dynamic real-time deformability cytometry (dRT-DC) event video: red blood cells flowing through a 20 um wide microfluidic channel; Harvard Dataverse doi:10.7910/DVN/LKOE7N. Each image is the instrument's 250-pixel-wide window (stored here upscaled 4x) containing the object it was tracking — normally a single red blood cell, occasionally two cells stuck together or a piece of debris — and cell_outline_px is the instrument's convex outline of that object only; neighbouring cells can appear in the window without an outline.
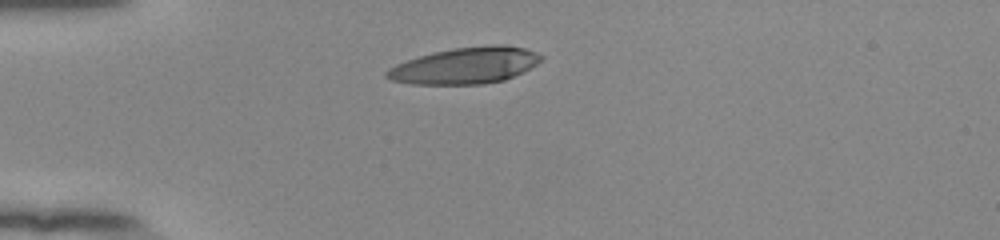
{"species": "human", "species_latin": "Homo sapiens", "temperature_condition": "room temperature", "stored_images_in_passage": 34, "camera_frame_rate_fps": 3000, "um_per_image_px": 0.085, "donor": {"sex": "female"}, "frame": {"image": 1, "passage_image": 1, "time_ms": 0.0, "image_size_px": [1000, 240], "cell_outline_px": [[544, 60], [504, 80], [484, 84], [408, 84], [392, 80], [384, 76], [384, 72], [388, 68], [396, 64], [432, 52], [452, 48], [488, 44], [504, 44], [524, 48], [536, 52], [544, 56]], "centroid_in_image_um": [39.54, 5.56], "position_along_channel_um": 45.5, "area_um2": 32.89}}
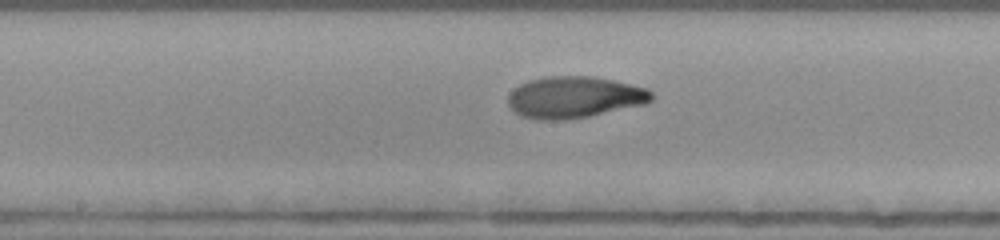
{"frame": {"image": 2, "passage_image": 15, "time_ms": 4.667, "image_size_px": [1000, 240], "cell_outline_px": [[656, 96], [652, 100], [644, 104], [588, 116], [564, 120], [540, 120], [520, 116], [508, 104], [508, 96], [512, 88], [528, 80], [548, 76], [592, 76], [612, 80], [648, 88]], "centroid_in_image_um": [48.81, 8.26], "position_along_channel_um": 199.4, "area_um2": 34.85}}
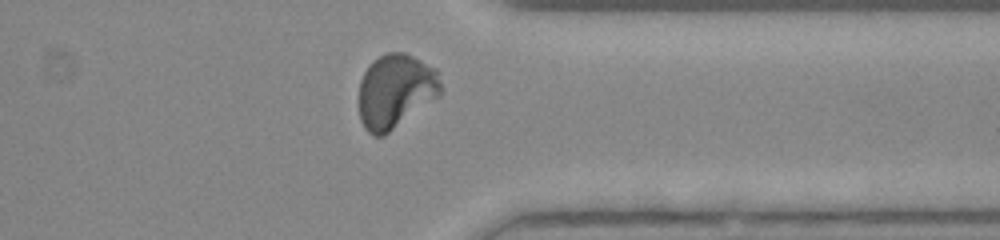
{"frame": {"image": 3, "passage_image": 29, "time_ms": 9.333, "image_size_px": [1000, 240], "cell_outline_px": [[444, 88], [440, 96], [384, 136], [372, 136], [364, 128], [360, 120], [360, 80], [368, 64], [372, 60], [388, 52], [404, 52], [436, 68]], "centroid_in_image_um": [33.64, 7.74], "position_along_channel_um": 377.8, "area_um2": 35.78}, "authors_computed_cell_mechanics": {"area_um2": 34.1309, "velocity_mm_per_s": 3.8796, "shape_relaxation_time_tau1_ms": 5.251, "shape_relaxation_time_tau2_ms": 1.6554, "deformation_change_tau1": 0.2524, "deformation_change_tau2": 0.0498}}